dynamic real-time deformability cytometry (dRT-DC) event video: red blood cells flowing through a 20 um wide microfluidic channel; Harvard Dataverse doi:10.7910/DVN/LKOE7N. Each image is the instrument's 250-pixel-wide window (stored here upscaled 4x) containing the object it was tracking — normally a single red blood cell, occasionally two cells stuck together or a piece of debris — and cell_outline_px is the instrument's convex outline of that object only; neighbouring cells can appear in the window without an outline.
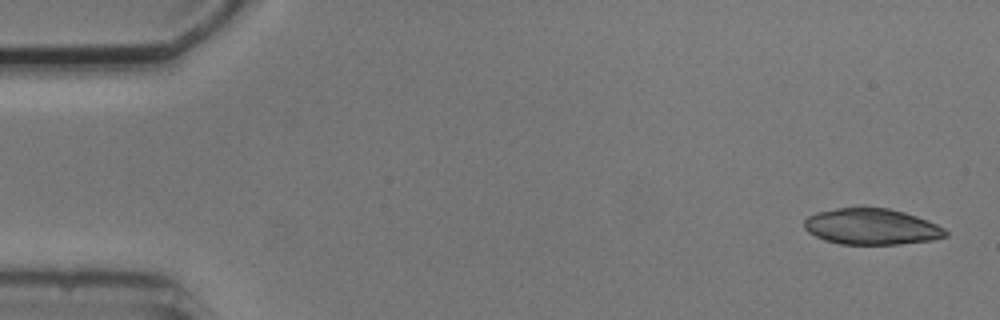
{"species": "common noctule bat (a hibernating species)", "species_latin": "Nyctalus noctula", "temperature_condition": "cold", "stored_images_in_passage": 4, "camera_frame_rate_fps": 3000, "um_per_image_px": 0.085, "animal": {"sex": "male", "body_mass_g": 20.5, "forearm_length_mm": 52.5}, "frame": {"image": 1, "passage_image": 1, "time_ms": 0.0, "image_size_px": [1000, 320], "cell_outline_px": [[948, 236], [932, 240], [900, 244], [840, 244], [824, 240], [808, 232], [804, 228], [804, 220], [808, 216], [816, 212], [836, 208], [888, 208], [904, 212], [916, 216], [936, 224], [944, 228], [948, 232]], "centroid_in_image_um": [74.07, 19.27], "position_along_channel_um": 10.9, "area_um2": 29.65}}